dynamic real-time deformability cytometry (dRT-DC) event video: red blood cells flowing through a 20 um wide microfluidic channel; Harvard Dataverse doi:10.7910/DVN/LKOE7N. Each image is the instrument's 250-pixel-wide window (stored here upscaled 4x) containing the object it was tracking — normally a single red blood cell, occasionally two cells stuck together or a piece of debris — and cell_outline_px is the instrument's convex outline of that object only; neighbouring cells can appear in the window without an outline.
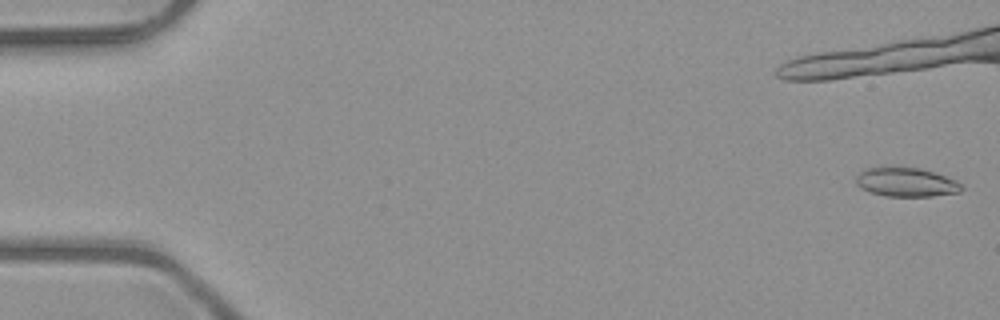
{"species": "common noctule bat (a hibernating species)", "species_latin": "Nyctalus noctula", "temperature_condition": "room temperature", "stored_images_in_passage": 20, "camera_frame_rate_fps": 3000, "um_per_image_px": 0.085, "animal": {"sex": "male", "body_mass_g": 23.1, "forearm_length_mm": 52.7}, "frame": {"image": 1, "passage_image": 1, "time_ms": 0.0, "image_size_px": [1000, 320], "cell_outline_px": [[964, 188], [960, 192], [932, 196], [884, 196], [860, 188], [856, 184], [856, 176], [864, 168], [920, 168], [956, 180]], "centroid_in_image_um": [77.02, 15.5], "position_along_channel_um": 8.0, "area_um2": 17.57}}